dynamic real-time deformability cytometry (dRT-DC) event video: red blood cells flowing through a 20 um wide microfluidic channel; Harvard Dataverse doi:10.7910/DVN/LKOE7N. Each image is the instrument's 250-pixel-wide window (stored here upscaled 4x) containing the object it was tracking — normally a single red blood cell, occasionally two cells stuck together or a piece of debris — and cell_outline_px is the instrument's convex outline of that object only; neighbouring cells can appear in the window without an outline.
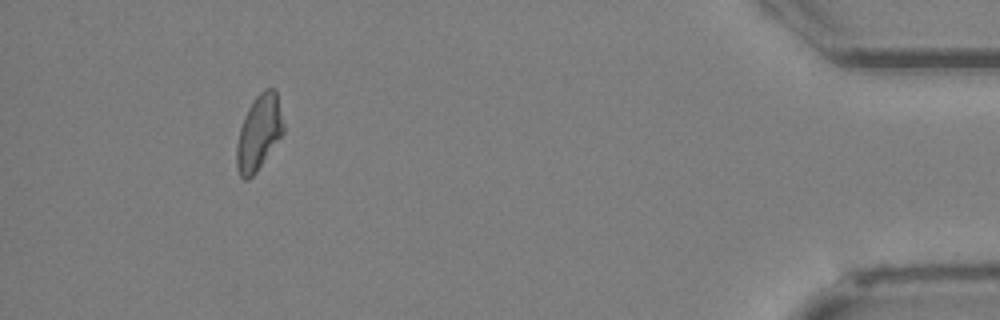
{"species": "Egyptian fruit bat (a non-hibernating species)", "species_latin": "Rousettus aegyptiacus", "temperature_condition": "cold", "stored_images_in_passage": 33, "camera_frame_rate_fps": 3000, "um_per_image_px": 0.085, "animal": {"sex": "female"}, "frame": {"image": 1, "passage_image": 33, "time_ms": 10.667, "image_size_px": [1000, 320], "cell_outline_px": [[284, 132], [256, 172], [248, 180], [244, 180], [240, 176], [236, 168], [236, 148], [240, 128], [244, 116], [252, 100], [264, 88], [276, 88], [284, 124]], "centroid_in_image_um": [22.0, 11.25], "position_along_channel_um": 413.2, "area_um2": 20.58}}